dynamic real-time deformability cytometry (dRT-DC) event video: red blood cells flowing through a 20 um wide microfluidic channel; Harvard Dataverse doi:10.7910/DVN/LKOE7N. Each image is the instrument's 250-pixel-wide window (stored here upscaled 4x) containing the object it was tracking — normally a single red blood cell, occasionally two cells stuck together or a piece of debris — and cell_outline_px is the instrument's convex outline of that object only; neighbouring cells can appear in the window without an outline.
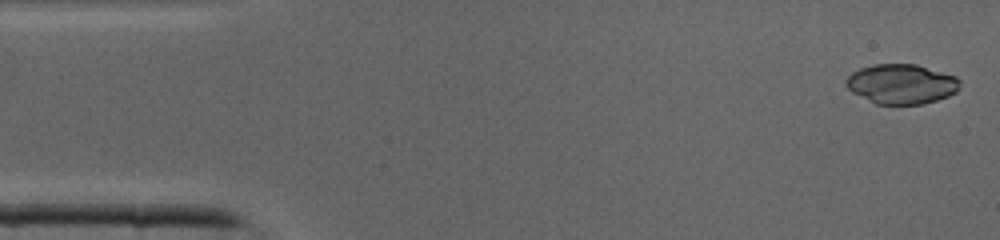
{"species": "common noctule bat (a hibernating species)", "species_latin": "Nyctalus noctula", "temperature_condition": "cold", "stored_images_in_passage": 41, "camera_frame_rate_fps": 3000, "um_per_image_px": 0.085, "animal": {"sex": "male", "body_mass_g": 19.0, "forearm_length_mm": 50.8}, "frame": {"image": 1, "passage_image": 1, "time_ms": 0.0, "image_size_px": [1000, 240], "cell_outline_px": [[960, 88], [956, 92], [948, 96], [936, 100], [920, 104], [876, 104], [852, 92], [844, 84], [844, 80], [852, 72], [860, 68], [872, 64], [916, 64], [956, 76], [960, 80]], "centroid_in_image_um": [76.61, 7.13], "position_along_channel_um": 8.4, "area_um2": 26.47}}
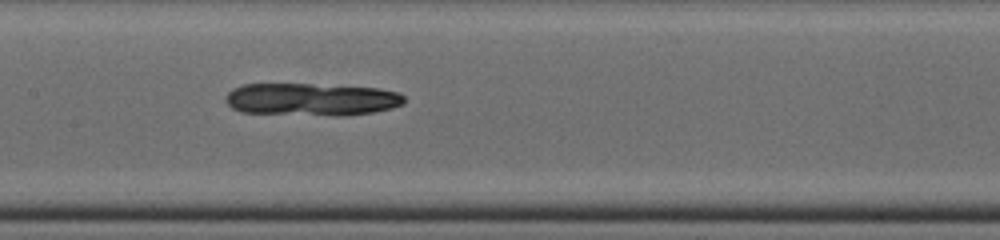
{"frame": {"image": 2, "passage_image": 19, "time_ms": 6.0, "image_size_px": [1000, 240], "cell_outline_px": [[404, 104], [392, 108], [372, 112], [240, 112], [232, 108], [228, 104], [228, 92], [232, 88], [244, 84], [312, 84], [380, 88], [400, 92], [404, 96]], "centroid_in_image_um": [26.49, 8.37], "position_along_channel_um": 180.9, "area_um2": 32.02}}
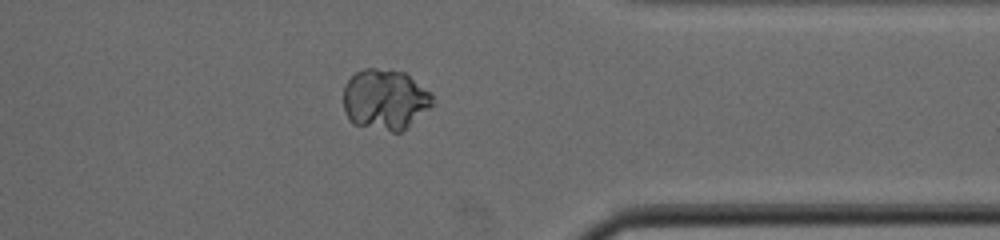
{"frame": {"image": 3, "passage_image": 32, "time_ms": 10.333, "image_size_px": [1000, 240], "cell_outline_px": [[432, 104], [428, 108], [400, 132], [392, 132], [352, 124], [344, 112], [344, 84], [356, 72], [364, 68], [376, 68], [404, 72], [428, 92], [432, 96]], "centroid_in_image_um": [32.65, 8.46], "position_along_channel_um": 378.7, "area_um2": 30.98}}